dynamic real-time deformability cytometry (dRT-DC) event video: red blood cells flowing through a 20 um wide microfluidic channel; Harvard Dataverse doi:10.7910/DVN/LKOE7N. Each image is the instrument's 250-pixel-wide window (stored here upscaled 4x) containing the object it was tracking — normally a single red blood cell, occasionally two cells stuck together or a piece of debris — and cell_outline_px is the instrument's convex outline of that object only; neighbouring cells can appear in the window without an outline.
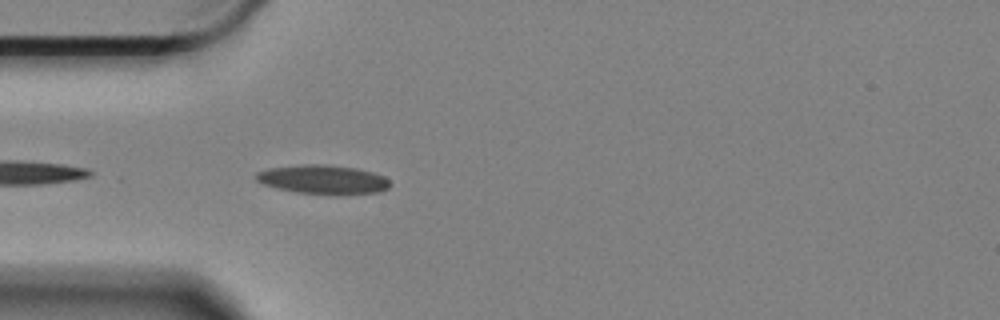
{"species": "Egyptian fruit bat (a non-hibernating species)", "species_latin": "Rousettus aegyptiacus", "temperature_condition": "cold", "stored_images_in_passage": 5, "camera_frame_rate_fps": 3000, "um_per_image_px": 0.085, "animal": {"sex": "female"}, "frame": {"image": 1, "passage_image": 3, "time_ms": 0.667, "image_size_px": [1000, 320], "cell_outline_px": [[392, 184], [388, 188], [380, 192], [340, 196], [336, 196], [296, 192], [276, 188], [264, 184], [256, 180], [256, 172], [268, 168], [304, 164], [324, 164], [356, 168], [372, 172], [384, 176]], "centroid_in_image_um": [27.49, 15.28], "position_along_channel_um": 57.5, "area_um2": 23.12}}